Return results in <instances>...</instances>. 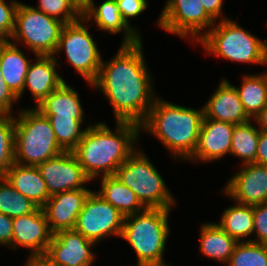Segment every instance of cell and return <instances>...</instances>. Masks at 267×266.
I'll return each instance as SVG.
<instances>
[{"instance_id": "36", "label": "cell", "mask_w": 267, "mask_h": 266, "mask_svg": "<svg viewBox=\"0 0 267 266\" xmlns=\"http://www.w3.org/2000/svg\"><path fill=\"white\" fill-rule=\"evenodd\" d=\"M121 12L122 19L131 27L140 37L139 30L134 28L130 23L131 18L141 15L148 7L147 0H116Z\"/></svg>"}, {"instance_id": "12", "label": "cell", "mask_w": 267, "mask_h": 266, "mask_svg": "<svg viewBox=\"0 0 267 266\" xmlns=\"http://www.w3.org/2000/svg\"><path fill=\"white\" fill-rule=\"evenodd\" d=\"M37 167L46 183L49 196L64 191L88 189L83 184L91 181L70 151H63Z\"/></svg>"}, {"instance_id": "13", "label": "cell", "mask_w": 267, "mask_h": 266, "mask_svg": "<svg viewBox=\"0 0 267 266\" xmlns=\"http://www.w3.org/2000/svg\"><path fill=\"white\" fill-rule=\"evenodd\" d=\"M222 189L226 196L243 205L267 203V166L245 164Z\"/></svg>"}, {"instance_id": "6", "label": "cell", "mask_w": 267, "mask_h": 266, "mask_svg": "<svg viewBox=\"0 0 267 266\" xmlns=\"http://www.w3.org/2000/svg\"><path fill=\"white\" fill-rule=\"evenodd\" d=\"M170 212L166 208H145L124 217L121 238L136 252L138 263L164 261Z\"/></svg>"}, {"instance_id": "9", "label": "cell", "mask_w": 267, "mask_h": 266, "mask_svg": "<svg viewBox=\"0 0 267 266\" xmlns=\"http://www.w3.org/2000/svg\"><path fill=\"white\" fill-rule=\"evenodd\" d=\"M84 23L89 22L81 17L73 23L63 25L54 56L64 50L69 64L92 85L98 77L102 57L88 31L91 25Z\"/></svg>"}, {"instance_id": "39", "label": "cell", "mask_w": 267, "mask_h": 266, "mask_svg": "<svg viewBox=\"0 0 267 266\" xmlns=\"http://www.w3.org/2000/svg\"><path fill=\"white\" fill-rule=\"evenodd\" d=\"M207 14L216 22L219 20H225L227 17L222 16V6L224 0H200ZM222 17V18H221Z\"/></svg>"}, {"instance_id": "37", "label": "cell", "mask_w": 267, "mask_h": 266, "mask_svg": "<svg viewBox=\"0 0 267 266\" xmlns=\"http://www.w3.org/2000/svg\"><path fill=\"white\" fill-rule=\"evenodd\" d=\"M18 102V97L9 89L3 79L0 69V115H13V103Z\"/></svg>"}, {"instance_id": "2", "label": "cell", "mask_w": 267, "mask_h": 266, "mask_svg": "<svg viewBox=\"0 0 267 266\" xmlns=\"http://www.w3.org/2000/svg\"><path fill=\"white\" fill-rule=\"evenodd\" d=\"M88 125L72 152L91 181L99 176H113L136 150L134 144L139 140L140 125L116 121L114 132L104 122Z\"/></svg>"}, {"instance_id": "19", "label": "cell", "mask_w": 267, "mask_h": 266, "mask_svg": "<svg viewBox=\"0 0 267 266\" xmlns=\"http://www.w3.org/2000/svg\"><path fill=\"white\" fill-rule=\"evenodd\" d=\"M37 60L30 63L23 92L28 88L37 107L50 93L58 89L65 81L56 71L60 63L54 55H36ZM58 64V65H57Z\"/></svg>"}, {"instance_id": "24", "label": "cell", "mask_w": 267, "mask_h": 266, "mask_svg": "<svg viewBox=\"0 0 267 266\" xmlns=\"http://www.w3.org/2000/svg\"><path fill=\"white\" fill-rule=\"evenodd\" d=\"M100 187L101 190L97 194L113 205L124 217L145 209L136 194L114 175L102 177Z\"/></svg>"}, {"instance_id": "31", "label": "cell", "mask_w": 267, "mask_h": 266, "mask_svg": "<svg viewBox=\"0 0 267 266\" xmlns=\"http://www.w3.org/2000/svg\"><path fill=\"white\" fill-rule=\"evenodd\" d=\"M228 266H267V246L255 242H238Z\"/></svg>"}, {"instance_id": "17", "label": "cell", "mask_w": 267, "mask_h": 266, "mask_svg": "<svg viewBox=\"0 0 267 266\" xmlns=\"http://www.w3.org/2000/svg\"><path fill=\"white\" fill-rule=\"evenodd\" d=\"M235 124L203 118L194 154L188 159L193 162L220 160L231 152L232 133Z\"/></svg>"}, {"instance_id": "7", "label": "cell", "mask_w": 267, "mask_h": 266, "mask_svg": "<svg viewBox=\"0 0 267 266\" xmlns=\"http://www.w3.org/2000/svg\"><path fill=\"white\" fill-rule=\"evenodd\" d=\"M114 176L136 194L145 208L171 210L173 205H176V199L142 149H136L117 168Z\"/></svg>"}, {"instance_id": "43", "label": "cell", "mask_w": 267, "mask_h": 266, "mask_svg": "<svg viewBox=\"0 0 267 266\" xmlns=\"http://www.w3.org/2000/svg\"><path fill=\"white\" fill-rule=\"evenodd\" d=\"M74 3L82 12L87 8L89 0H70Z\"/></svg>"}, {"instance_id": "10", "label": "cell", "mask_w": 267, "mask_h": 266, "mask_svg": "<svg viewBox=\"0 0 267 266\" xmlns=\"http://www.w3.org/2000/svg\"><path fill=\"white\" fill-rule=\"evenodd\" d=\"M214 23L200 0H167L157 21L161 29L181 39L191 36L193 43L198 42Z\"/></svg>"}, {"instance_id": "44", "label": "cell", "mask_w": 267, "mask_h": 266, "mask_svg": "<svg viewBox=\"0 0 267 266\" xmlns=\"http://www.w3.org/2000/svg\"><path fill=\"white\" fill-rule=\"evenodd\" d=\"M133 266V265H132ZM134 266H170L165 261L162 262H149V263H138Z\"/></svg>"}, {"instance_id": "38", "label": "cell", "mask_w": 267, "mask_h": 266, "mask_svg": "<svg viewBox=\"0 0 267 266\" xmlns=\"http://www.w3.org/2000/svg\"><path fill=\"white\" fill-rule=\"evenodd\" d=\"M13 218L0 213V245L11 248Z\"/></svg>"}, {"instance_id": "41", "label": "cell", "mask_w": 267, "mask_h": 266, "mask_svg": "<svg viewBox=\"0 0 267 266\" xmlns=\"http://www.w3.org/2000/svg\"><path fill=\"white\" fill-rule=\"evenodd\" d=\"M27 258L24 266H59L45 254L29 255Z\"/></svg>"}, {"instance_id": "14", "label": "cell", "mask_w": 267, "mask_h": 266, "mask_svg": "<svg viewBox=\"0 0 267 266\" xmlns=\"http://www.w3.org/2000/svg\"><path fill=\"white\" fill-rule=\"evenodd\" d=\"M95 244L75 229L61 230L53 234L45 255L59 266H92Z\"/></svg>"}, {"instance_id": "5", "label": "cell", "mask_w": 267, "mask_h": 266, "mask_svg": "<svg viewBox=\"0 0 267 266\" xmlns=\"http://www.w3.org/2000/svg\"><path fill=\"white\" fill-rule=\"evenodd\" d=\"M196 43L207 53L232 62L267 65V43L232 19L218 20Z\"/></svg>"}, {"instance_id": "34", "label": "cell", "mask_w": 267, "mask_h": 266, "mask_svg": "<svg viewBox=\"0 0 267 266\" xmlns=\"http://www.w3.org/2000/svg\"><path fill=\"white\" fill-rule=\"evenodd\" d=\"M19 1L11 0L8 4L0 0V42H10L15 27V14Z\"/></svg>"}, {"instance_id": "28", "label": "cell", "mask_w": 267, "mask_h": 266, "mask_svg": "<svg viewBox=\"0 0 267 266\" xmlns=\"http://www.w3.org/2000/svg\"><path fill=\"white\" fill-rule=\"evenodd\" d=\"M260 129L251 120L234 125L231 142V155L240 157L243 165L255 163Z\"/></svg>"}, {"instance_id": "33", "label": "cell", "mask_w": 267, "mask_h": 266, "mask_svg": "<svg viewBox=\"0 0 267 266\" xmlns=\"http://www.w3.org/2000/svg\"><path fill=\"white\" fill-rule=\"evenodd\" d=\"M64 24L73 23L82 17V11L70 0H39L34 7Z\"/></svg>"}, {"instance_id": "32", "label": "cell", "mask_w": 267, "mask_h": 266, "mask_svg": "<svg viewBox=\"0 0 267 266\" xmlns=\"http://www.w3.org/2000/svg\"><path fill=\"white\" fill-rule=\"evenodd\" d=\"M14 149V115H0V176H3L15 162Z\"/></svg>"}, {"instance_id": "25", "label": "cell", "mask_w": 267, "mask_h": 266, "mask_svg": "<svg viewBox=\"0 0 267 266\" xmlns=\"http://www.w3.org/2000/svg\"><path fill=\"white\" fill-rule=\"evenodd\" d=\"M200 251L210 259L228 263L234 251L235 239L215 223H204L200 232Z\"/></svg>"}, {"instance_id": "21", "label": "cell", "mask_w": 267, "mask_h": 266, "mask_svg": "<svg viewBox=\"0 0 267 266\" xmlns=\"http://www.w3.org/2000/svg\"><path fill=\"white\" fill-rule=\"evenodd\" d=\"M3 177L16 191L40 208L50 198L46 183L37 166H25L14 162Z\"/></svg>"}, {"instance_id": "1", "label": "cell", "mask_w": 267, "mask_h": 266, "mask_svg": "<svg viewBox=\"0 0 267 266\" xmlns=\"http://www.w3.org/2000/svg\"><path fill=\"white\" fill-rule=\"evenodd\" d=\"M143 54L142 39L122 44L108 62L101 61L97 79L92 83L112 105L115 121L141 125L157 98Z\"/></svg>"}, {"instance_id": "30", "label": "cell", "mask_w": 267, "mask_h": 266, "mask_svg": "<svg viewBox=\"0 0 267 266\" xmlns=\"http://www.w3.org/2000/svg\"><path fill=\"white\" fill-rule=\"evenodd\" d=\"M36 206L0 176V213L11 218L33 213Z\"/></svg>"}, {"instance_id": "15", "label": "cell", "mask_w": 267, "mask_h": 266, "mask_svg": "<svg viewBox=\"0 0 267 266\" xmlns=\"http://www.w3.org/2000/svg\"><path fill=\"white\" fill-rule=\"evenodd\" d=\"M11 248H28L30 255L45 254L53 233L50 231L46 215L38 207L33 213L13 218Z\"/></svg>"}, {"instance_id": "35", "label": "cell", "mask_w": 267, "mask_h": 266, "mask_svg": "<svg viewBox=\"0 0 267 266\" xmlns=\"http://www.w3.org/2000/svg\"><path fill=\"white\" fill-rule=\"evenodd\" d=\"M253 216V235L256 238L251 241L267 246V203L253 205Z\"/></svg>"}, {"instance_id": "4", "label": "cell", "mask_w": 267, "mask_h": 266, "mask_svg": "<svg viewBox=\"0 0 267 266\" xmlns=\"http://www.w3.org/2000/svg\"><path fill=\"white\" fill-rule=\"evenodd\" d=\"M15 122L14 161L38 166L62 153L49 119L36 108L18 110Z\"/></svg>"}, {"instance_id": "18", "label": "cell", "mask_w": 267, "mask_h": 266, "mask_svg": "<svg viewBox=\"0 0 267 266\" xmlns=\"http://www.w3.org/2000/svg\"><path fill=\"white\" fill-rule=\"evenodd\" d=\"M204 118L231 124H244L251 119L245 113L238 91L229 80L222 79L215 92L203 106Z\"/></svg>"}, {"instance_id": "11", "label": "cell", "mask_w": 267, "mask_h": 266, "mask_svg": "<svg viewBox=\"0 0 267 266\" xmlns=\"http://www.w3.org/2000/svg\"><path fill=\"white\" fill-rule=\"evenodd\" d=\"M124 216L109 202L92 191L78 214L75 230L99 244L109 236L121 237Z\"/></svg>"}, {"instance_id": "8", "label": "cell", "mask_w": 267, "mask_h": 266, "mask_svg": "<svg viewBox=\"0 0 267 266\" xmlns=\"http://www.w3.org/2000/svg\"><path fill=\"white\" fill-rule=\"evenodd\" d=\"M64 23L46 15L34 6L20 3L15 14V27L11 40L21 42L36 55H54ZM18 42V43H17Z\"/></svg>"}, {"instance_id": "29", "label": "cell", "mask_w": 267, "mask_h": 266, "mask_svg": "<svg viewBox=\"0 0 267 266\" xmlns=\"http://www.w3.org/2000/svg\"><path fill=\"white\" fill-rule=\"evenodd\" d=\"M63 151L72 152L83 138L87 128H81L84 119L70 117H47Z\"/></svg>"}, {"instance_id": "40", "label": "cell", "mask_w": 267, "mask_h": 266, "mask_svg": "<svg viewBox=\"0 0 267 266\" xmlns=\"http://www.w3.org/2000/svg\"><path fill=\"white\" fill-rule=\"evenodd\" d=\"M255 163L267 166V131L260 130Z\"/></svg>"}, {"instance_id": "20", "label": "cell", "mask_w": 267, "mask_h": 266, "mask_svg": "<svg viewBox=\"0 0 267 266\" xmlns=\"http://www.w3.org/2000/svg\"><path fill=\"white\" fill-rule=\"evenodd\" d=\"M82 17L86 21H95L98 30L112 34L124 32L122 44H135L142 39L122 19L116 0H105L98 6L94 0H89L87 8L82 12Z\"/></svg>"}, {"instance_id": "3", "label": "cell", "mask_w": 267, "mask_h": 266, "mask_svg": "<svg viewBox=\"0 0 267 266\" xmlns=\"http://www.w3.org/2000/svg\"><path fill=\"white\" fill-rule=\"evenodd\" d=\"M203 118V107L187 108L157 97L140 129L160 140L172 157L187 161L196 149Z\"/></svg>"}, {"instance_id": "22", "label": "cell", "mask_w": 267, "mask_h": 266, "mask_svg": "<svg viewBox=\"0 0 267 266\" xmlns=\"http://www.w3.org/2000/svg\"><path fill=\"white\" fill-rule=\"evenodd\" d=\"M30 60L12 42H0V69L9 89L18 97H22L26 74Z\"/></svg>"}, {"instance_id": "23", "label": "cell", "mask_w": 267, "mask_h": 266, "mask_svg": "<svg viewBox=\"0 0 267 266\" xmlns=\"http://www.w3.org/2000/svg\"><path fill=\"white\" fill-rule=\"evenodd\" d=\"M35 108L46 117L84 118L78 92L66 82L50 93Z\"/></svg>"}, {"instance_id": "42", "label": "cell", "mask_w": 267, "mask_h": 266, "mask_svg": "<svg viewBox=\"0 0 267 266\" xmlns=\"http://www.w3.org/2000/svg\"><path fill=\"white\" fill-rule=\"evenodd\" d=\"M252 121L256 122L260 130L267 131V104Z\"/></svg>"}, {"instance_id": "27", "label": "cell", "mask_w": 267, "mask_h": 266, "mask_svg": "<svg viewBox=\"0 0 267 266\" xmlns=\"http://www.w3.org/2000/svg\"><path fill=\"white\" fill-rule=\"evenodd\" d=\"M235 88L245 113L250 119H255L267 104V72L245 74L241 86Z\"/></svg>"}, {"instance_id": "26", "label": "cell", "mask_w": 267, "mask_h": 266, "mask_svg": "<svg viewBox=\"0 0 267 266\" xmlns=\"http://www.w3.org/2000/svg\"><path fill=\"white\" fill-rule=\"evenodd\" d=\"M221 220L216 224L237 242H251L247 237L253 235V206L236 203L222 212ZM242 239V240H241Z\"/></svg>"}, {"instance_id": "16", "label": "cell", "mask_w": 267, "mask_h": 266, "mask_svg": "<svg viewBox=\"0 0 267 266\" xmlns=\"http://www.w3.org/2000/svg\"><path fill=\"white\" fill-rule=\"evenodd\" d=\"M92 191L90 189H76L50 196L42 209L53 234L61 230L75 228L78 214Z\"/></svg>"}]
</instances>
